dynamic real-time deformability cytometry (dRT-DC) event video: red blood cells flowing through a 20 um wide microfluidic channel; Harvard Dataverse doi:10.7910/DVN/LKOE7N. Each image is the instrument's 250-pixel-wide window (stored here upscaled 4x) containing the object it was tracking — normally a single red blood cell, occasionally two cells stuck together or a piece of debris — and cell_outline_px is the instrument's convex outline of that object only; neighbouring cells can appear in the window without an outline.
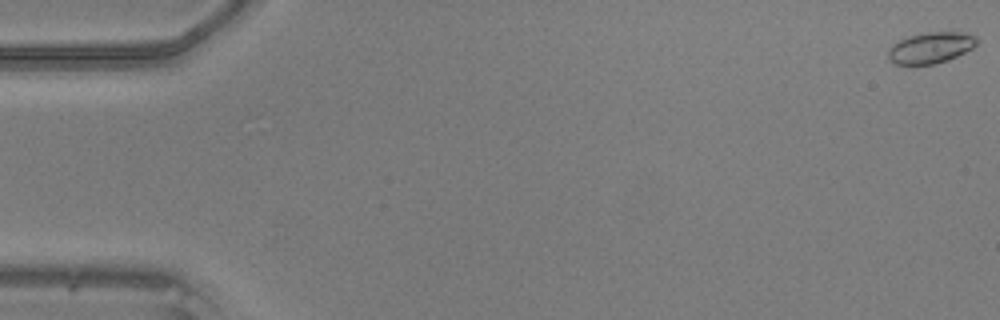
{"species": "common noctule bat (a hibernating species)", "species_latin": "Nyctalus noctula", "temperature_condition": "warm", "stored_images_in_passage": 50, "camera_frame_rate_fps": 3000, "um_per_image_px": 0.085, "animal": {"sex": "male", "body_mass_g": 20.5, "forearm_length_mm": 52.5}, "frame": {"image": 1, "passage_image": 1, "time_ms": 0.0, "image_size_px": [1000, 320], "cell_outline_px": [[980, 40], [972, 48], [948, 60], [932, 64], [896, 64], [888, 56], [888, 48], [892, 44], [908, 36], [928, 32], [960, 32], [976, 36]], "centroid_in_image_um": [79.12, 4.04], "position_along_channel_um": 5.9, "area_um2": 15.9}}
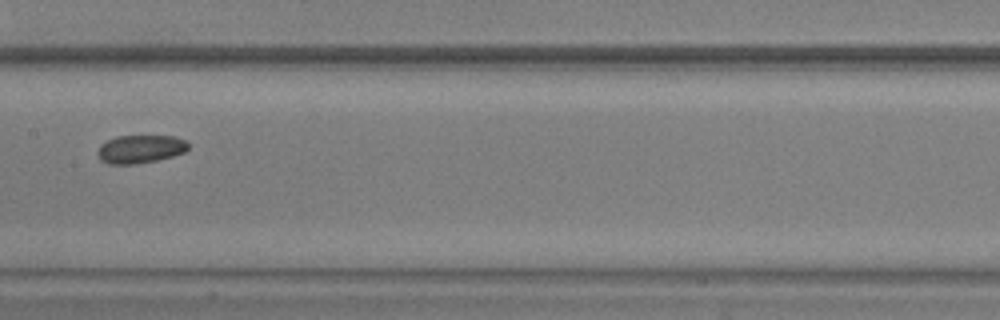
{"frame": {"image": 2, "passage_image": 26, "time_ms": 8.333, "image_size_px": [1000, 320], "cell_outline_px": [[188, 148], [184, 152], [172, 156], [156, 160], [136, 164], [108, 164], [100, 160], [96, 152], [100, 144], [116, 136], [176, 136], [184, 140], [188, 144]], "centroid_in_image_um": [11.88, 12.67], "position_along_channel_um": 195.5, "area_um2": 14.91}}
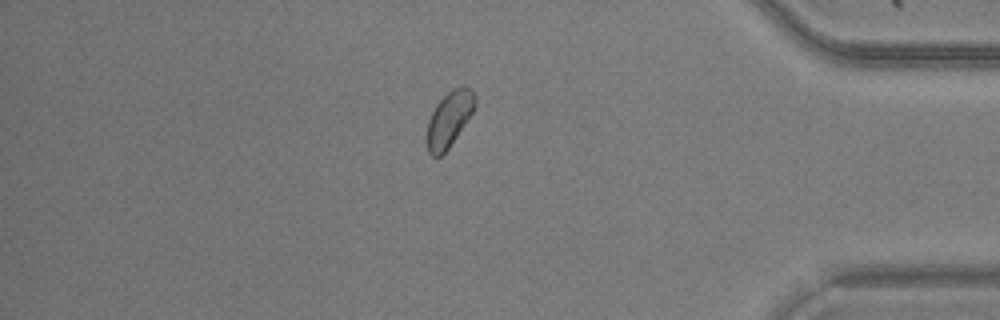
{"frame": {"image": 3, "passage_image": 43, "time_ms": 14.0, "image_size_px": [1000, 320], "cell_outline_px": [[476, 104], [472, 112], [448, 148], [440, 156], [432, 156], [428, 152], [428, 120], [436, 104], [452, 88], [460, 84], [464, 84], [472, 88], [476, 96]], "centroid_in_image_um": [38.21, 10.03], "position_along_channel_um": 397.0, "area_um2": 15.32}}